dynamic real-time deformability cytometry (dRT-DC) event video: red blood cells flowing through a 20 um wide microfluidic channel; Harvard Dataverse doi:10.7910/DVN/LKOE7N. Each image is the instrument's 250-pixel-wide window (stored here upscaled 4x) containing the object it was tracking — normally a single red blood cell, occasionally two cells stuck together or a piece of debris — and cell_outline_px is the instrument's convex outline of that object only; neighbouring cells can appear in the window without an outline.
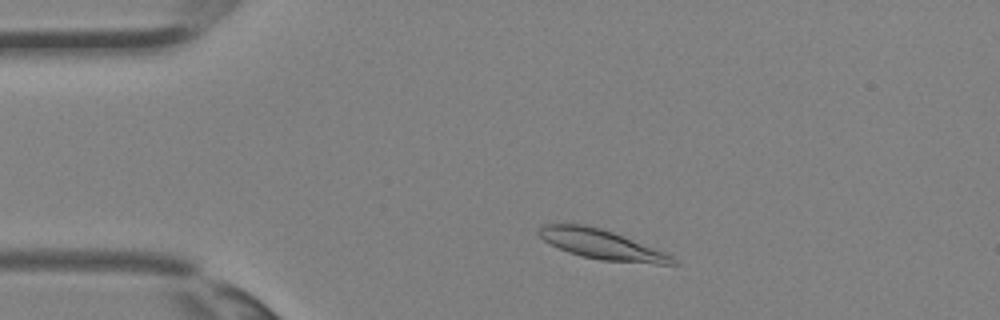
{"species": "Egyptian fruit bat (a non-hibernating species)", "species_latin": "Rousettus aegyptiacus", "temperature_condition": "room temperature", "stored_images_in_passage": 33, "camera_frame_rate_fps": 3000, "um_per_image_px": 0.085, "animal": {"sex": "female"}, "frame": {"image": 1, "passage_image": 4, "time_ms": 1.0, "image_size_px": [1000, 320], "cell_outline_px": [[676, 264], [656, 264], [600, 260], [580, 256], [568, 252], [544, 240], [536, 232], [540, 224], [584, 224], [600, 228], [612, 232], [664, 252], [672, 256], [676, 260]], "centroid_in_image_um": [51.09, 20.77], "position_along_channel_um": 33.9, "area_um2": 22.83}}
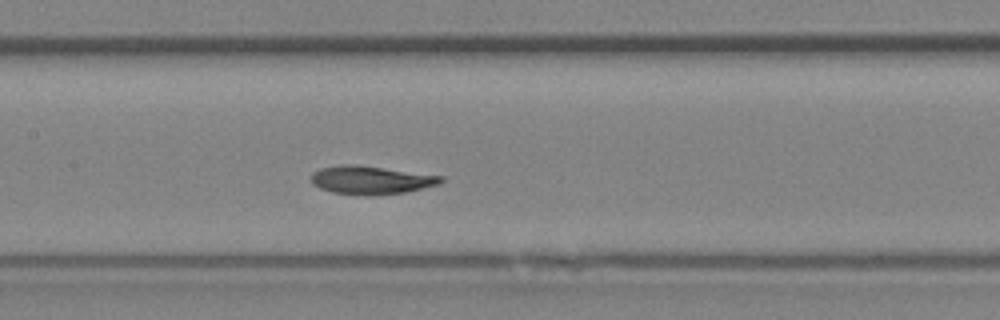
{"frame": {"image": 2, "passage_image": 14, "time_ms": 4.333, "image_size_px": [1000, 320], "cell_outline_px": [[444, 180], [440, 184], [404, 192], [376, 196], [364, 196], [332, 192], [320, 188], [312, 184], [312, 172], [320, 168], [340, 164], [352, 164], [444, 176]], "centroid_in_image_um": [31.51, 15.31], "position_along_channel_um": 175.9, "area_um2": 21.44}}
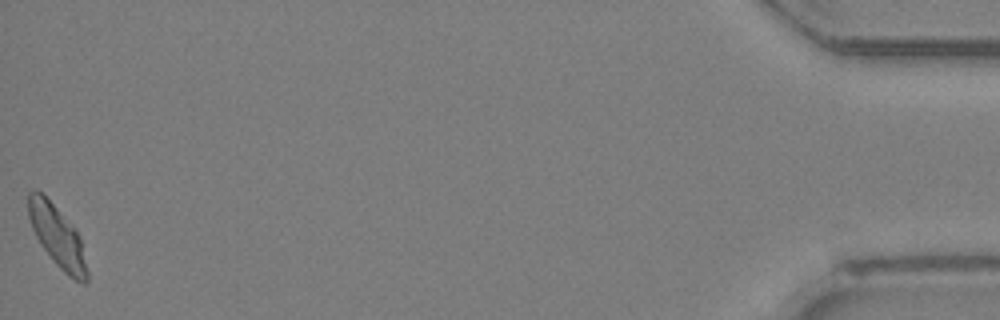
{"frame": {"image": 3, "passage_image": 33, "time_ms": 10.667, "image_size_px": [1000, 320], "cell_outline_px": [[88, 280], [84, 284], [68, 276], [52, 260], [40, 244], [32, 228], [28, 216], [28, 192], [36, 188], [76, 228], [80, 236], [88, 272]], "centroid_in_image_um": [4.88, 20.11], "position_along_channel_um": 430.3, "area_um2": 20.92}}